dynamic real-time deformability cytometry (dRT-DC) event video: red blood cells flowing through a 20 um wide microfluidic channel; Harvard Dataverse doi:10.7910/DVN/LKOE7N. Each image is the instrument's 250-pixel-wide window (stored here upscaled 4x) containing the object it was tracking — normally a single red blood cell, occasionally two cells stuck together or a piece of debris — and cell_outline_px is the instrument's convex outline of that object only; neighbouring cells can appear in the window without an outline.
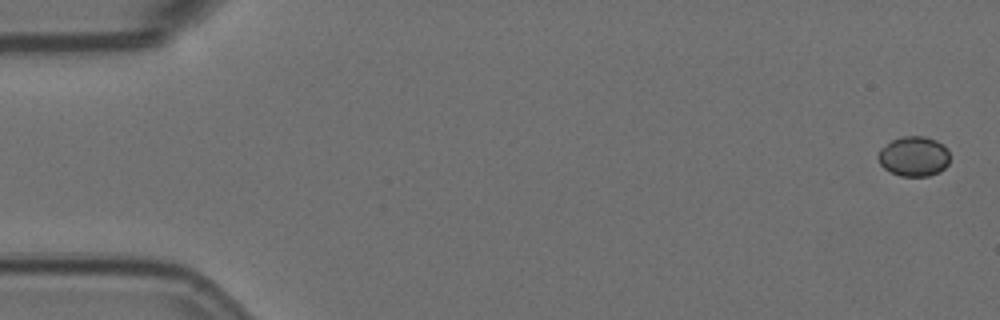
{"species": "Egyptian fruit bat (a non-hibernating species)", "species_latin": "Rousettus aegyptiacus", "temperature_condition": "room temperature", "stored_images_in_passage": 15, "camera_frame_rate_fps": 3000, "um_per_image_px": 0.085, "animal": {"sex": "female"}, "frame": {"image": 1, "passage_image": 1, "time_ms": 0.0, "image_size_px": [1000, 320], "cell_outline_px": [[948, 164], [940, 172], [928, 176], [900, 176], [884, 168], [880, 164], [876, 156], [880, 148], [892, 140], [900, 136], [924, 136], [936, 140], [944, 144], [948, 148]], "centroid_in_image_um": [77.67, 13.28], "position_along_channel_um": 7.3, "area_um2": 16.88}}
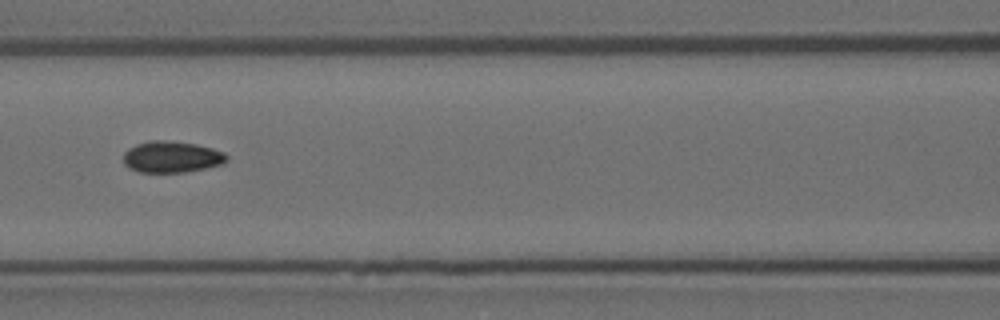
{"frame": {"image": 2, "passage_image": 7, "time_ms": 2.0, "image_size_px": [1000, 320], "cell_outline_px": [[228, 160], [224, 164], [184, 172], [140, 172], [128, 168], [124, 164], [124, 152], [128, 148], [136, 144], [148, 140], [164, 140], [196, 144], [212, 148], [224, 152], [228, 156]], "centroid_in_image_um": [14.59, 13.33], "position_along_channel_um": 152.0, "area_um2": 19.02}}
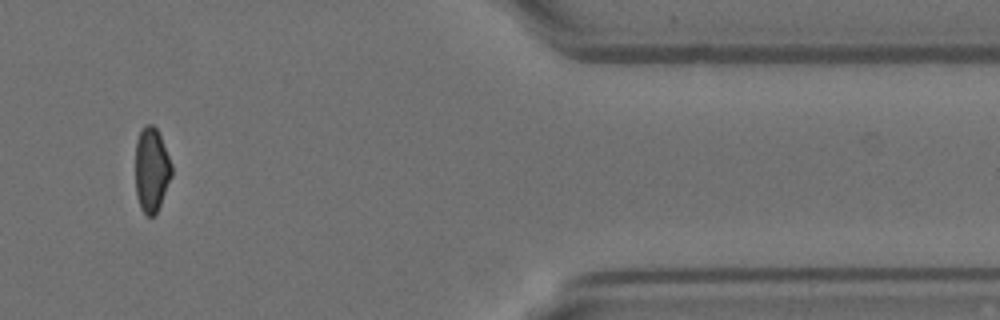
{"frame": {"image": 3, "passage_image": 13, "time_ms": 4.0, "image_size_px": [1000, 320], "cell_outline_px": [[172, 176], [160, 204], [156, 212], [152, 216], [148, 216], [140, 208], [136, 196], [136, 140], [144, 124], [152, 124], [156, 128], [160, 136], [172, 164]], "centroid_in_image_um": [12.88, 14.42], "position_along_channel_um": 398.5, "area_um2": 17.74}}